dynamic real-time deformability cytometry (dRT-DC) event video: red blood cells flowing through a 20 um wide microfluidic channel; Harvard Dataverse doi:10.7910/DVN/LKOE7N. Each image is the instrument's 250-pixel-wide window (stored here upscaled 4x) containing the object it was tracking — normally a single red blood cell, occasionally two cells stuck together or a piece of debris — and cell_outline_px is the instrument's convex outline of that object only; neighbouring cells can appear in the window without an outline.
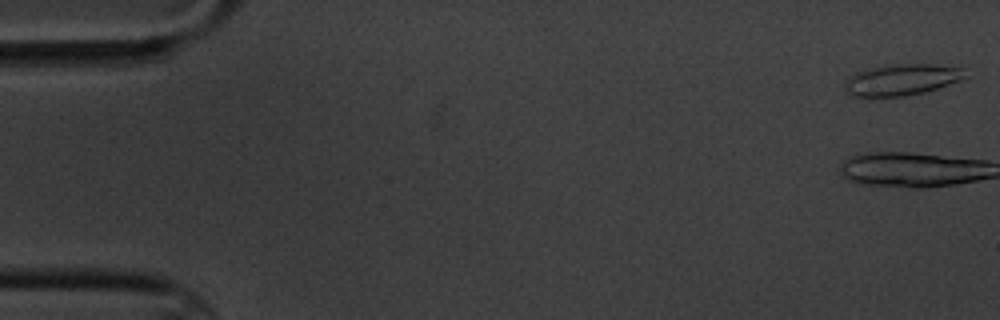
{"species": "common noctule bat (a hibernating species)", "species_latin": "Nyctalus noctula", "temperature_condition": "cold", "stored_images_in_passage": 5, "camera_frame_rate_fps": 3000, "um_per_image_px": 0.085, "animal": {"sex": "male", "body_mass_g": 20.1, "forearm_length_mm": 53.5}, "frame": {"image": 1, "passage_image": 1, "time_ms": 0.0, "image_size_px": [1000, 320], "cell_outline_px": [[968, 76], [960, 80], [924, 92], [904, 96], [868, 100], [852, 96], [844, 92], [844, 84], [848, 76], [856, 72], [872, 68], [896, 64], [932, 64], [960, 68]], "centroid_in_image_um": [76.51, 6.83], "position_along_channel_um": 8.5, "area_um2": 22.43}}